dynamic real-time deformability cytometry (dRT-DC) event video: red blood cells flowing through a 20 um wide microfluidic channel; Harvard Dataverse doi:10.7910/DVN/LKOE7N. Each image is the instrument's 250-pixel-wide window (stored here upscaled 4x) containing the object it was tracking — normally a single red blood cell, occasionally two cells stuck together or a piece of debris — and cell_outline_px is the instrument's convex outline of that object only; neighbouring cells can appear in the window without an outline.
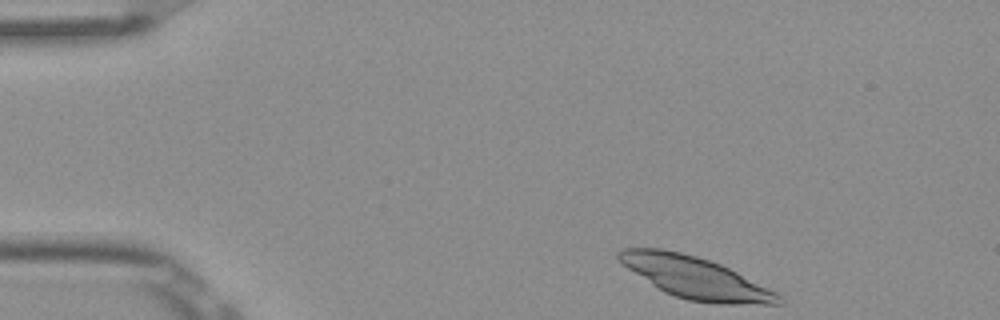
{"species": "Egyptian fruit bat (a non-hibernating species)", "species_latin": "Rousettus aegyptiacus", "temperature_condition": "room temperature", "stored_images_in_passage": 46, "camera_frame_rate_fps": 3000, "um_per_image_px": 0.085, "frame": {"image": 1, "passage_image": 1, "time_ms": 0.0, "image_size_px": [1000, 320], "cell_outline_px": [[784, 304], [716, 304], [688, 300], [664, 292], [616, 260], [616, 252], [624, 248], [660, 248], [680, 252], [696, 256], [720, 264], [776, 292], [784, 300]], "centroid_in_image_um": [59.08, 23.6], "position_along_channel_um": 25.9, "area_um2": 38.38}}